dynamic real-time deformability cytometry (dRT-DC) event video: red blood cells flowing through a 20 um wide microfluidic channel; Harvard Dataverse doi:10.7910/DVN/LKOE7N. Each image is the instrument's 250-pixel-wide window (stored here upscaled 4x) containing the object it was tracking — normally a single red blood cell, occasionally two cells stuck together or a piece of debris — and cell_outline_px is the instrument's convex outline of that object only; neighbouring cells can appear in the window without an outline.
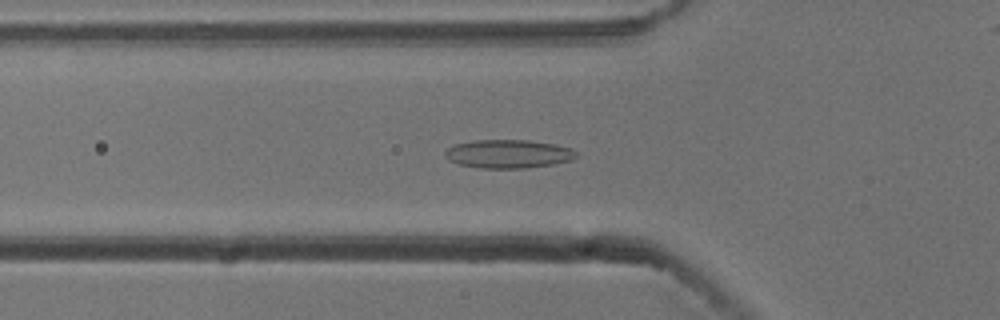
{"species": "common noctule bat (a hibernating species)", "species_latin": "Nyctalus noctula", "temperature_condition": "cold", "stored_images_in_passage": 46, "camera_frame_rate_fps": 3000, "um_per_image_px": 0.085, "animal": {"sex": "male", "body_mass_g": 13.3}, "frame": {"image": 1, "passage_image": 11, "time_ms": 3.333, "image_size_px": [1000, 320], "cell_outline_px": [[580, 156], [572, 160], [552, 164], [524, 168], [480, 168], [460, 164], [448, 160], [444, 156], [444, 152], [448, 148], [456, 144], [472, 140], [528, 140], [556, 144], [572, 148]], "centroid_in_image_um": [43.23, 13.07], "position_along_channel_um": 82.6, "area_um2": 21.91}}
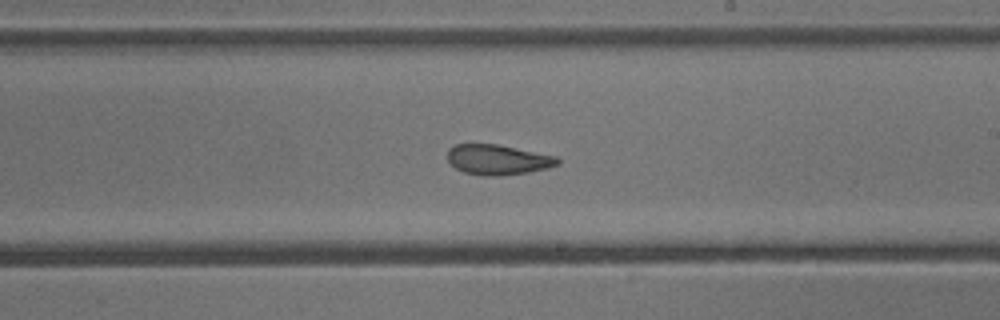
{"frame": {"image": 2, "passage_image": 24, "time_ms": 7.667, "image_size_px": [1000, 320], "cell_outline_px": [[560, 164], [548, 168], [528, 172], [500, 176], [484, 176], [464, 172], [456, 168], [448, 160], [448, 148], [456, 144], [496, 144], [556, 156], [560, 160]], "centroid_in_image_um": [42.32, 13.58], "position_along_channel_um": 246.7, "area_um2": 19.31}}
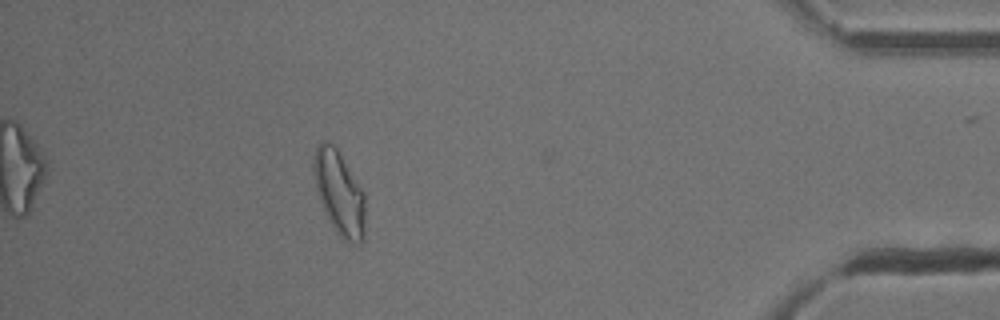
{"frame": {"image": 3, "passage_image": 41, "time_ms": 13.333, "image_size_px": [1000, 320], "cell_outline_px": [[364, 240], [360, 244], [348, 244], [340, 236], [328, 220], [320, 200], [316, 188], [312, 168], [312, 164], [316, 148], [320, 140], [324, 140], [332, 144], [336, 148], [364, 192]], "centroid_in_image_um": [28.83, 16.43], "position_along_channel_um": 406.4, "area_um2": 25.14}, "authors_computed_cell_mechanics": {"area_um2": 20.9525, "velocity_mm_per_s": 3.7664, "shape_relaxation_time_tau1_ms": null, "shape_relaxation_time_tau2_ms": 2.4695, "deformation_change_tau1": null, "deformation_change_tau2": 0.087}}